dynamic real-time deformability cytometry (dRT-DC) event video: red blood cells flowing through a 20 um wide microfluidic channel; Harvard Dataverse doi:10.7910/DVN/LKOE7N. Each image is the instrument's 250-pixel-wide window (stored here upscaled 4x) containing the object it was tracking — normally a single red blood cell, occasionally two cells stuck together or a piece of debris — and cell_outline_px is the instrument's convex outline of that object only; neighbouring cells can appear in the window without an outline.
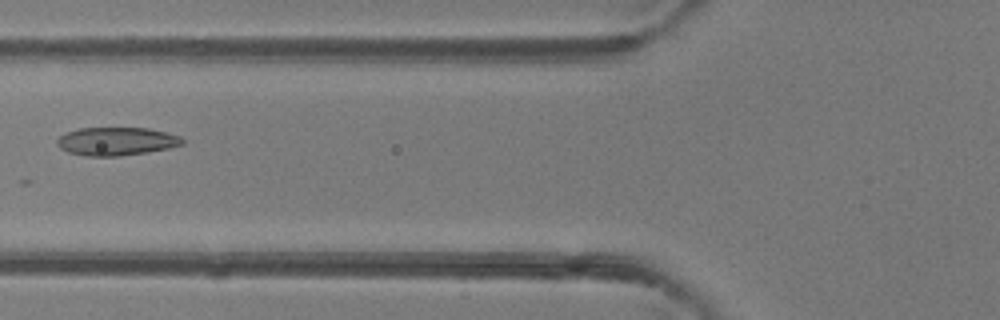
{"species": "common noctule bat (a hibernating species)", "species_latin": "Nyctalus noctula", "temperature_condition": "room temperature", "stored_images_in_passage": 7, "camera_frame_rate_fps": 3000, "um_per_image_px": 0.085, "animal": {"sex": "female"}, "frame": {"image": 1, "passage_image": 6, "time_ms": 1.667, "image_size_px": [1000, 320], "cell_outline_px": [[184, 144], [168, 148], [148, 152], [120, 156], [88, 156], [68, 152], [60, 148], [56, 144], [56, 140], [64, 132], [80, 128], [148, 128], [180, 136], [184, 140]], "centroid_in_image_um": [9.87, 12.01], "position_along_channel_um": 115.9, "area_um2": 20.63}}